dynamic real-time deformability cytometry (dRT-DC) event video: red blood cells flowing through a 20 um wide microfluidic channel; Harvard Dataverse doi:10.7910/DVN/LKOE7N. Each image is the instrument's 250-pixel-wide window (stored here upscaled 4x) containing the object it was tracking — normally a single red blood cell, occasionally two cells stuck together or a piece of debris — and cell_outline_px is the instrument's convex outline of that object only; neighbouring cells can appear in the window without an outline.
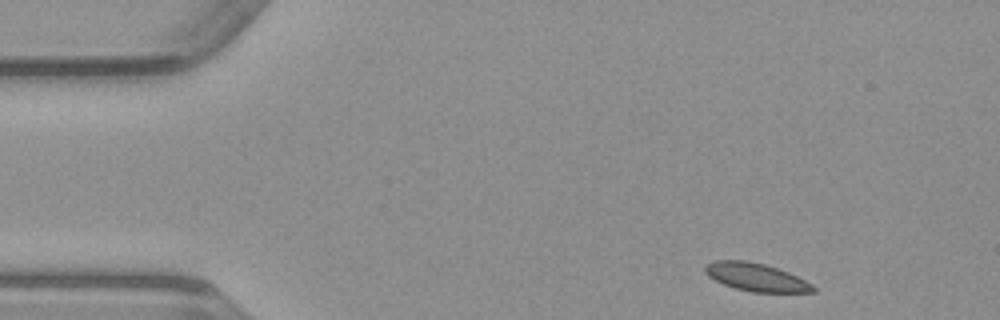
{"species": "common noctule bat (a hibernating species)", "species_latin": "Nyctalus noctula", "temperature_condition": "warm", "stored_images_in_passage": 45, "camera_frame_rate_fps": 3000, "um_per_image_px": 0.085, "animal": {"sex": "male", "body_mass_g": 23.1, "forearm_length_mm": 52.7}, "frame": {"image": 1, "passage_image": 1, "time_ms": 0.0, "image_size_px": [1000, 320], "cell_outline_px": [[816, 292], [752, 292], [736, 288], [724, 284], [708, 276], [704, 272], [704, 268], [708, 264], [716, 260], [744, 260], [764, 264], [788, 272], [812, 284], [816, 288]], "centroid_in_image_um": [64.27, 23.56], "position_along_channel_um": 20.7, "area_um2": 17.4}}
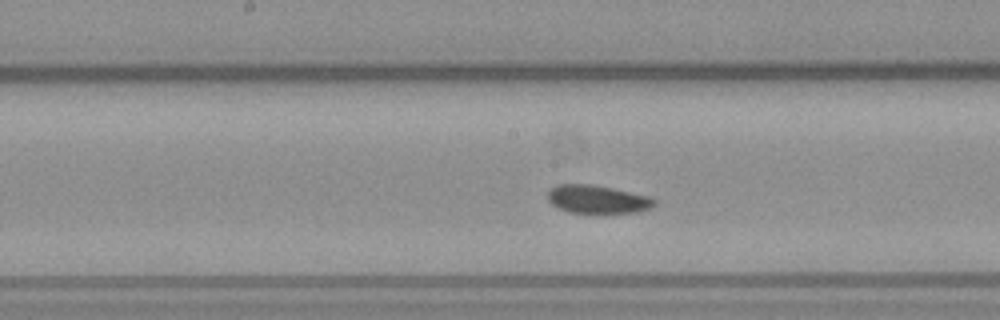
{"frame": {"image": 2, "passage_image": 20, "time_ms": 6.333, "image_size_px": [1000, 320], "cell_outline_px": [[656, 204], [640, 212], [604, 216], [600, 216], [568, 212], [552, 204], [548, 200], [548, 192], [556, 184], [588, 184], [612, 188], [648, 196], [656, 200]], "centroid_in_image_um": [50.8, 17.0], "position_along_channel_um": 197.4, "area_um2": 18.26}}
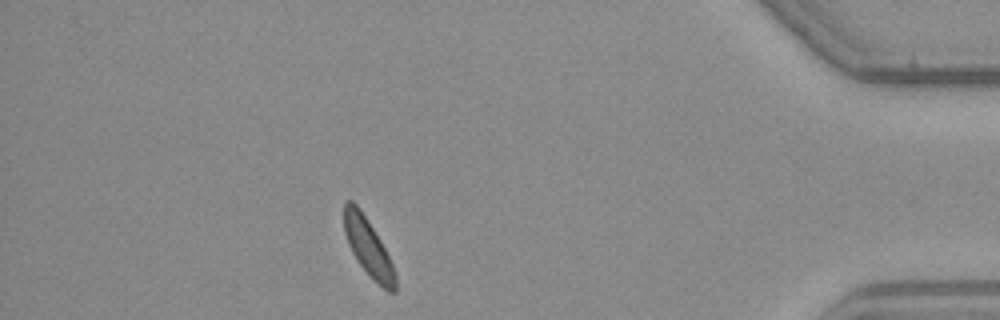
{"frame": {"image": 3, "passage_image": 39, "time_ms": 12.667, "image_size_px": [1000, 320], "cell_outline_px": [[396, 292], [388, 292], [360, 264], [352, 252], [348, 244], [344, 232], [344, 204], [348, 200], [352, 200], [360, 208], [380, 240], [396, 272]], "centroid_in_image_um": [31.29, 20.99], "position_along_channel_um": 403.9, "area_um2": 16.7}}